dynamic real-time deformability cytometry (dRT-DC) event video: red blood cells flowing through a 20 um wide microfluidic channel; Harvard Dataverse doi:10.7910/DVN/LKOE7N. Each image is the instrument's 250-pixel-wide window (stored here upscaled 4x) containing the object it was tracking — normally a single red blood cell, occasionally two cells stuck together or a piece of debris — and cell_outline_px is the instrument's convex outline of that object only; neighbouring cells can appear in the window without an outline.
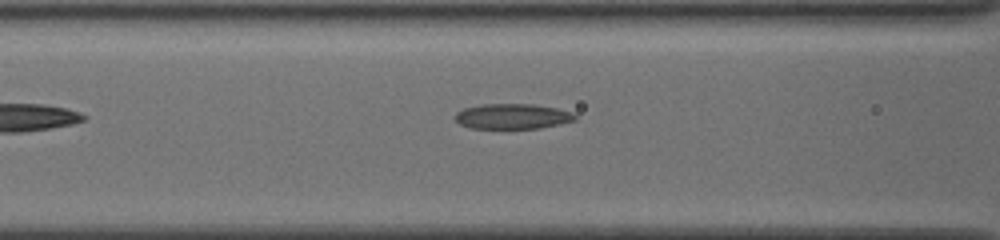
{"species": "common noctule bat (a hibernating species)", "species_latin": "Nyctalus noctula", "temperature_condition": "cold", "stored_images_in_passage": 26, "camera_frame_rate_fps": 3000, "um_per_image_px": 0.085, "animal": {"sex": "female", "body_mass_g": 19.5, "forearm_length_mm": 54.1}, "frame": {"image": 1, "passage_image": 5, "time_ms": 1.333, "image_size_px": [1000, 240], "cell_outline_px": [[576, 120], [560, 124], [540, 128], [468, 128], [460, 124], [452, 116], [456, 112], [464, 108], [484, 104], [532, 104], [556, 108], [576, 112]], "centroid_in_image_um": [43.57, 9.89], "position_along_channel_um": 123.0, "area_um2": 17.8}}
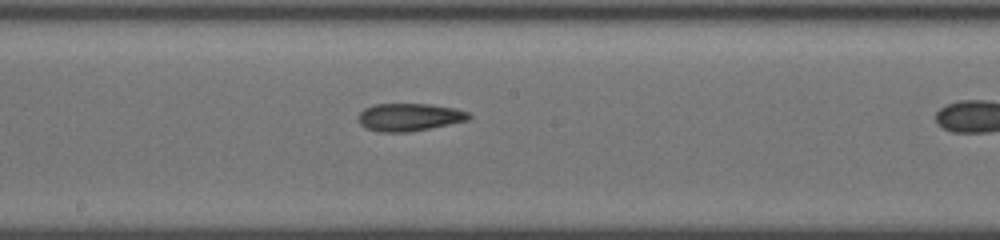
{"frame": {"image": 2, "passage_image": 12, "time_ms": 3.667, "image_size_px": [1000, 240], "cell_outline_px": [[472, 116], [468, 120], [408, 132], [376, 132], [364, 128], [360, 124], [360, 112], [364, 108], [372, 104], [428, 104], [456, 108], [468, 112]], "centroid_in_image_um": [34.76, 9.95], "position_along_channel_um": 213.4, "area_um2": 17.8}}
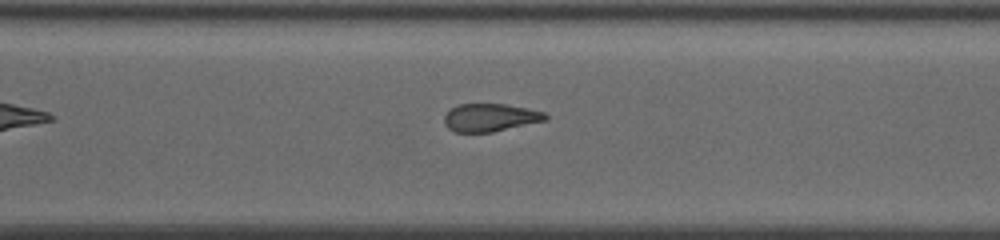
{"frame": {"image": 3, "passage_image": 21, "time_ms": 6.667, "image_size_px": [1000, 240], "cell_outline_px": [[548, 120], [492, 132], [456, 132], [448, 128], [444, 124], [444, 116], [452, 108], [460, 104], [504, 104], [528, 108], [544, 112], [548, 116]], "centroid_in_image_um": [41.69, 9.99], "position_along_channel_um": 328.9, "area_um2": 16.42}}